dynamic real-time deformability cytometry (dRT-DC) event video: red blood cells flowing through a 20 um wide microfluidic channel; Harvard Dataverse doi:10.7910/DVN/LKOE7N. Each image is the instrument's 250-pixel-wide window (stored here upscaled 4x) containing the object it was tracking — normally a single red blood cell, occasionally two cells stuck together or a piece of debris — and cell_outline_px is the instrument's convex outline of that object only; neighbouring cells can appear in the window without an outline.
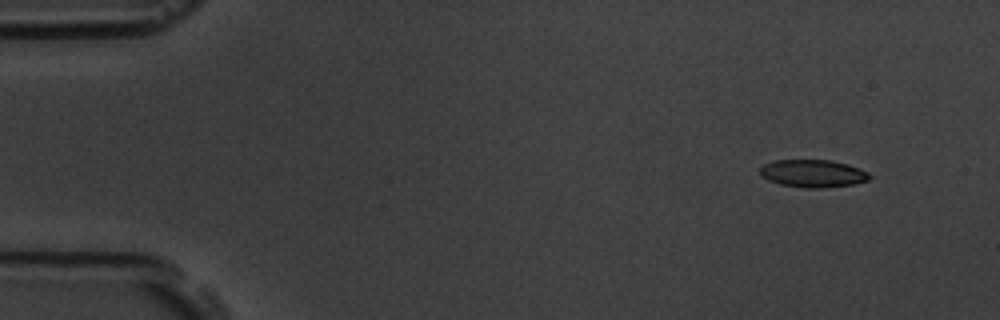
{"species": "common noctule bat (a hibernating species)", "species_latin": "Nyctalus noctula", "temperature_condition": "room temperature", "stored_images_in_passage": 4, "camera_frame_rate_fps": 3000, "um_per_image_px": 0.085, "animal": {"sex": "male", "body_mass_g": 19.5, "forearm_length_mm": 54.6}, "frame": {"image": 1, "passage_image": 1, "time_ms": 0.0, "image_size_px": [1000, 320], "cell_outline_px": [[872, 176], [868, 180], [852, 184], [820, 188], [804, 188], [780, 184], [768, 180], [760, 176], [760, 168], [764, 164], [772, 160], [832, 160], [848, 164], [860, 168], [868, 172]], "centroid_in_image_um": [69.09, 14.74], "position_along_channel_um": 15.9, "area_um2": 17.74}}
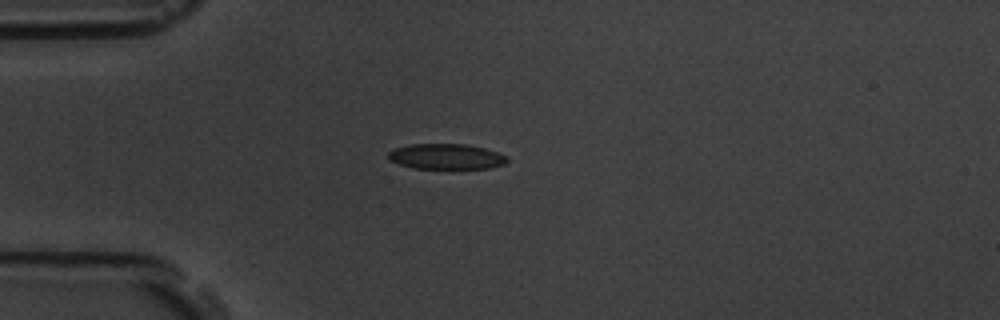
{"frame": {"image": 2, "passage_image": 4, "time_ms": 3.333, "image_size_px": [1000, 320], "cell_outline_px": [[508, 160], [504, 164], [488, 168], [452, 172], [412, 168], [388, 160], [388, 152], [396, 148], [412, 144], [464, 144], [484, 148], [508, 156]], "centroid_in_image_um": [37.94, 13.37], "position_along_channel_um": 47.1, "area_um2": 18.55}}